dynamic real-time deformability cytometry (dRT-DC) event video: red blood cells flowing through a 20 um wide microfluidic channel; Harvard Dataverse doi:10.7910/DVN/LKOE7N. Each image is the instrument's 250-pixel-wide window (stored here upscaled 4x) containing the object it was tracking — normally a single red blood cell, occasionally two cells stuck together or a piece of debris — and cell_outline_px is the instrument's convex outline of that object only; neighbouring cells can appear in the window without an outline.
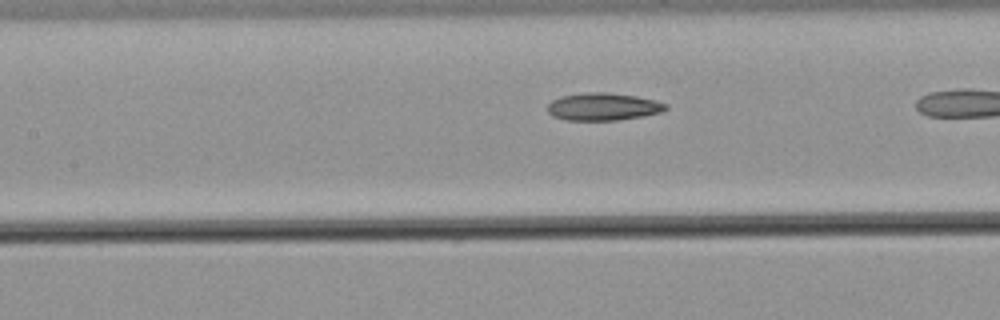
{"species": "common noctule bat (a hibernating species)", "species_latin": "Nyctalus noctula", "temperature_condition": "warm", "stored_images_in_passage": 15, "camera_frame_rate_fps": 3000, "um_per_image_px": 0.085, "animal": {"sex": "male", "body_mass_g": 21.5, "forearm_length_mm": 52.0}, "frame": {"image": 1, "passage_image": 9, "time_ms": 2.667, "image_size_px": [1000, 320], "cell_outline_px": [[668, 108], [660, 112], [644, 116], [620, 120], [564, 120], [552, 116], [548, 112], [548, 104], [552, 100], [560, 96], [584, 92], [608, 92], [636, 96], [656, 100], [668, 104]], "centroid_in_image_um": [51.26, 9.06], "position_along_channel_um": 156.1, "area_um2": 19.19}}